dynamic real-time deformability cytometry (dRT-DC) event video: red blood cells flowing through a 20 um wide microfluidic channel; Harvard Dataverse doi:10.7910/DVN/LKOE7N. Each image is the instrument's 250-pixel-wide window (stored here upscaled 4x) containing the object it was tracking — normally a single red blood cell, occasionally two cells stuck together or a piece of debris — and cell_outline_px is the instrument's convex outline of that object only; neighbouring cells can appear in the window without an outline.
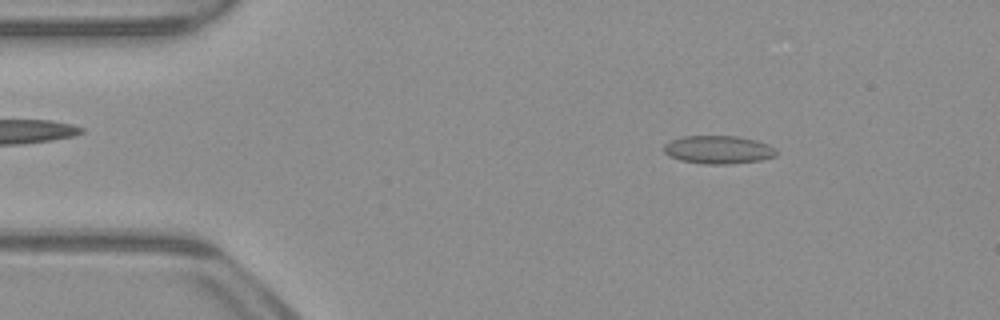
{"species": "common noctule bat (a hibernating species)", "species_latin": "Nyctalus noctula", "temperature_condition": "warm", "stored_images_in_passage": 51, "camera_frame_rate_fps": 3000, "um_per_image_px": 0.085, "animal": {"sex": "male", "body_mass_g": 23.1, "forearm_length_mm": 52.7}, "frame": {"image": 1, "passage_image": 7, "time_ms": 2.0, "image_size_px": [1000, 320], "cell_outline_px": [[776, 156], [760, 160], [732, 164], [704, 164], [680, 160], [668, 156], [664, 152], [664, 144], [672, 140], [684, 136], [736, 136], [756, 140], [768, 144], [776, 148]], "centroid_in_image_um": [61.06, 12.73], "position_along_channel_um": 23.9, "area_um2": 18.5}}
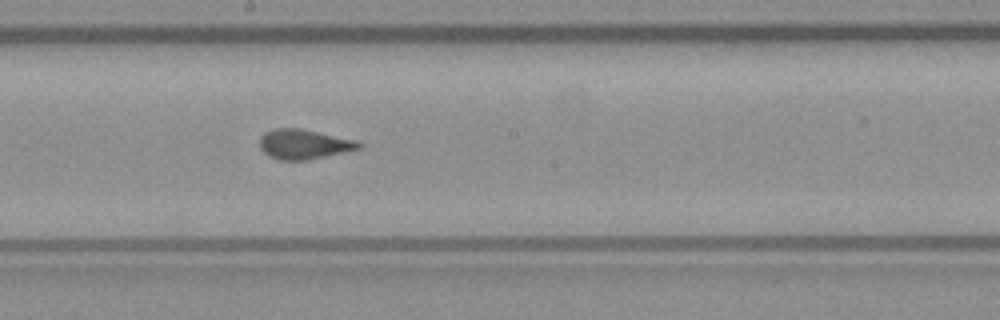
{"frame": {"image": 2, "passage_image": 27, "time_ms": 8.667, "image_size_px": [1000, 320], "cell_outline_px": [[364, 144], [360, 148], [308, 160], [280, 160], [268, 156], [260, 148], [260, 136], [264, 132], [272, 128], [300, 128], [360, 140]], "centroid_in_image_um": [25.84, 12.24], "position_along_channel_um": 222.4, "area_um2": 17.46}}
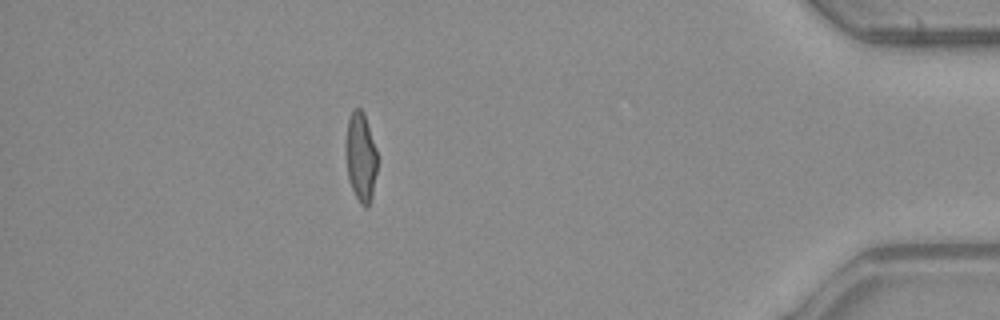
{"frame": {"image": 3, "passage_image": 45, "time_ms": 14.667, "image_size_px": [1000, 320], "cell_outline_px": [[376, 172], [372, 196], [368, 204], [360, 204], [348, 180], [344, 148], [348, 120], [352, 112], [356, 108], [360, 108], [364, 112], [376, 148]], "centroid_in_image_um": [30.63, 13.3], "position_along_channel_um": 404.6, "area_um2": 16.3}, "authors_computed_cell_mechanics": {"area_um2": 17.3978, "velocity_mm_per_s": 3.9468, "shape_relaxation_time_tau1_ms": 4.2353, "shape_relaxation_time_tau2_ms": null, "deformation_change_tau1": 0.1492, "deformation_change_tau2": null}}